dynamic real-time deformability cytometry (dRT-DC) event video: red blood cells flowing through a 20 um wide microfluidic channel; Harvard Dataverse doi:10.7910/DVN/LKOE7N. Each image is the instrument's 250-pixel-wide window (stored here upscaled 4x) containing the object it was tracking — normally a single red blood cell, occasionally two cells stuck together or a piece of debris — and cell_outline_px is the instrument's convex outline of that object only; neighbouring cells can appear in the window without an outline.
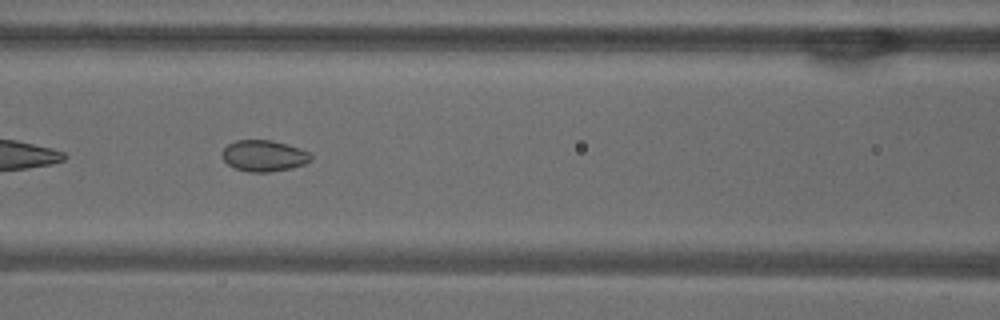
{"species": "common noctule bat (a hibernating species)", "species_latin": "Nyctalus noctula", "temperature_condition": "warm", "stored_images_in_passage": 42, "camera_frame_rate_fps": 3000, "um_per_image_px": 0.085, "animal": {"sex": "male", "body_mass_g": 18.8}, "frame": {"image": 1, "passage_image": 11, "time_ms": 3.333, "image_size_px": [1000, 320], "cell_outline_px": [[312, 160], [304, 164], [292, 168], [268, 172], [248, 172], [236, 168], [228, 164], [224, 160], [224, 148], [228, 144], [236, 140], [272, 140], [288, 144], [300, 148], [308, 152], [312, 156]], "centroid_in_image_um": [22.47, 13.24], "position_along_channel_um": 144.1, "area_um2": 16.07}}
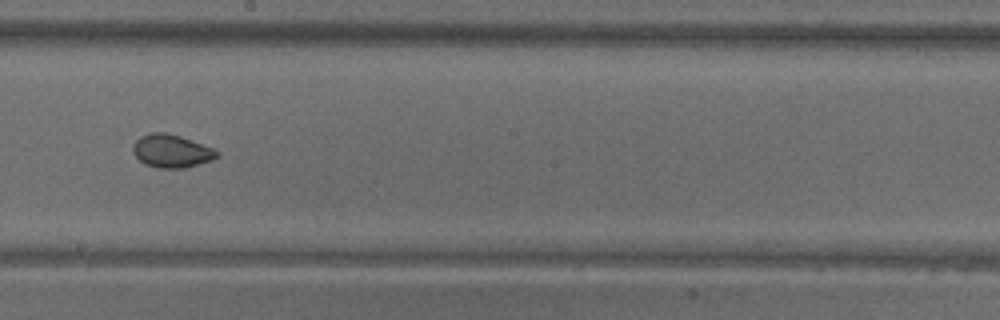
{"frame": {"image": 2, "passage_image": 18, "time_ms": 5.667, "image_size_px": [1000, 320], "cell_outline_px": [[220, 156], [212, 160], [184, 168], [160, 168], [144, 164], [132, 152], [132, 148], [136, 140], [140, 136], [148, 132], [164, 132], [180, 136], [212, 148], [220, 152]], "centroid_in_image_um": [14.57, 12.83], "position_along_channel_um": 233.6, "area_um2": 16.18}}
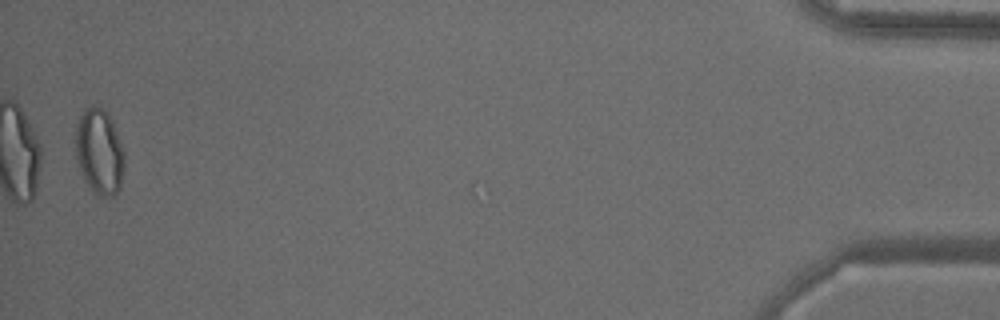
{"frame": {"image": 3, "passage_image": 40, "time_ms": 13.0, "image_size_px": [1000, 320], "cell_outline_px": [[124, 164], [120, 188], [112, 196], [100, 196], [88, 184], [80, 168], [76, 156], [76, 128], [80, 116], [88, 108], [100, 104], [104, 108], [112, 120], [124, 148]], "centroid_in_image_um": [8.48, 12.85], "position_along_channel_um": 426.7, "area_um2": 24.04}, "authors_computed_cell_mechanics": {"area_um2": 16.8198, "velocity_mm_per_s": 3.845, "shape_relaxation_time_tau1_ms": null, "shape_relaxation_time_tau2_ms": 1.4541, "deformation_change_tau1": null, "deformation_change_tau2": 0.0444}}